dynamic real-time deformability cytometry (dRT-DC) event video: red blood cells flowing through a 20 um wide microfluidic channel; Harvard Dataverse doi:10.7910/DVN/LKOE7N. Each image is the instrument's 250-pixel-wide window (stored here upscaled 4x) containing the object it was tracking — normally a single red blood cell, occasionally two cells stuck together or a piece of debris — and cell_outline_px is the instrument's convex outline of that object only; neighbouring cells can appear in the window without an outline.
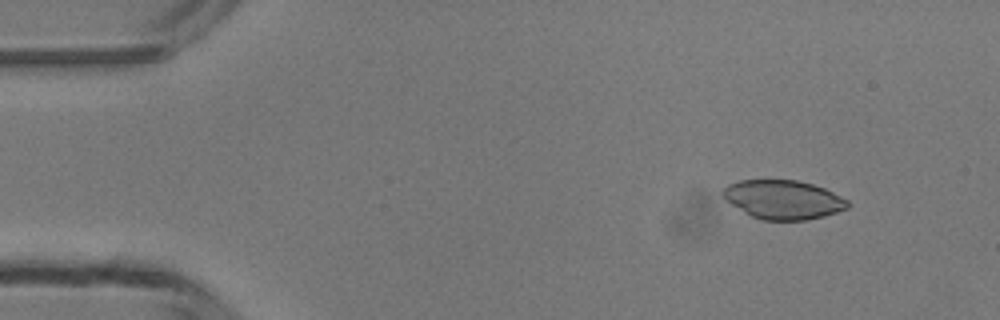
{"species": "common noctule bat (a hibernating species)", "species_latin": "Nyctalus noctula", "temperature_condition": "room temperature", "stored_images_in_passage": 47, "camera_frame_rate_fps": 3000, "um_per_image_px": 0.085, "animal": {"sex": "male", "body_mass_g": 13.3}, "frame": {"image": 1, "passage_image": 4, "time_ms": 1.0, "image_size_px": [1000, 320], "cell_outline_px": [[848, 208], [824, 216], [808, 220], [764, 220], [752, 216], [744, 212], [724, 200], [720, 192], [728, 184], [740, 180], [796, 180], [812, 184], [824, 188], [848, 200]], "centroid_in_image_um": [66.54, 16.96], "position_along_channel_um": 18.5, "area_um2": 28.32}}
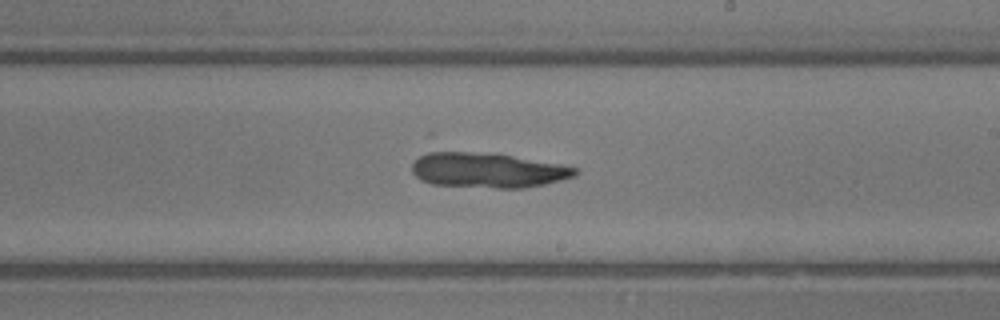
{"frame": {"image": 2, "passage_image": 27, "time_ms": 8.667, "image_size_px": [1000, 320], "cell_outline_px": [[580, 172], [576, 176], [544, 184], [524, 188], [496, 188], [432, 184], [420, 180], [412, 172], [412, 164], [420, 156], [436, 148], [496, 152], [560, 164], [576, 168]], "centroid_in_image_um": [41.39, 14.41], "position_along_channel_um": 247.6, "area_um2": 34.51}}
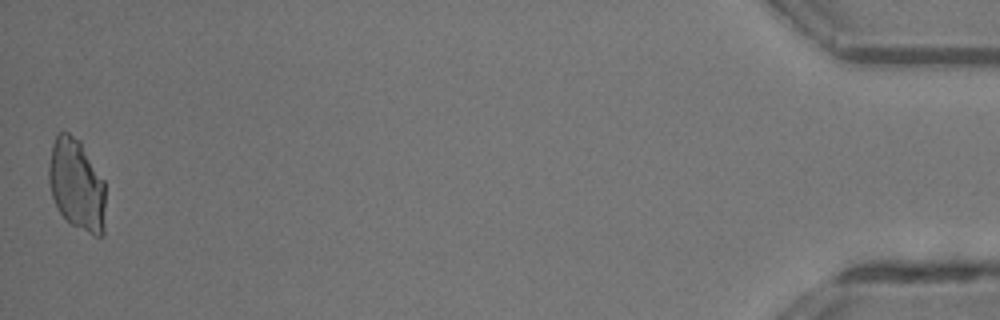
{"frame": {"image": 3, "passage_image": 47, "time_ms": 15.333, "image_size_px": [1000, 320], "cell_outline_px": [[104, 236], [96, 236], [72, 224], [60, 212], [52, 196], [48, 180], [48, 164], [52, 144], [56, 136], [60, 132], [68, 132], [80, 140], [104, 180]], "centroid_in_image_um": [6.51, 15.66], "position_along_channel_um": 428.7, "area_um2": 30.11}}